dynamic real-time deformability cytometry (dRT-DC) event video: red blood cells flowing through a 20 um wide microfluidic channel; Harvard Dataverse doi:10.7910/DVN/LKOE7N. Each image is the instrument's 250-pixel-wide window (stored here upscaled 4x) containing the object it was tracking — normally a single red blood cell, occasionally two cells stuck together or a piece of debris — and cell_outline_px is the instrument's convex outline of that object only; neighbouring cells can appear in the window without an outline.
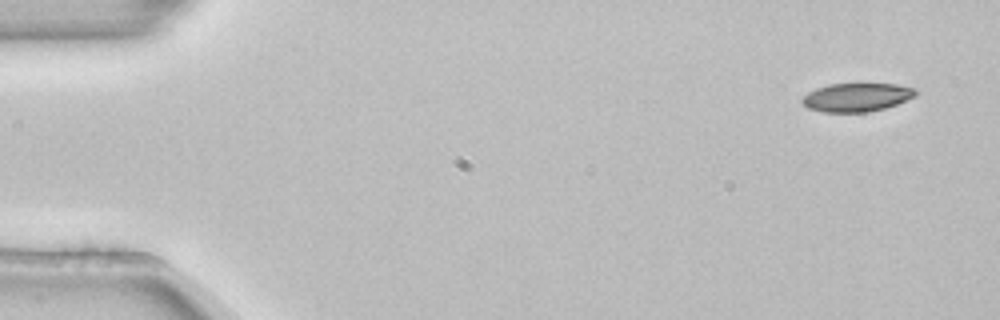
{"species": "common noctule bat (a hibernating species)", "species_latin": "Nyctalus noctula", "temperature_condition": "room temperature", "stored_images_in_passage": 4, "camera_frame_rate_fps": 3000, "um_per_image_px": 0.085, "animal": {"sex": "female", "body_mass_g": 22.7, "forearm_length_mm": 54.2}, "frame": {"image": 1, "passage_image": 1, "time_ms": 0.0, "image_size_px": [1000, 320], "cell_outline_px": [[916, 96], [896, 104], [884, 108], [868, 112], [820, 112], [808, 108], [800, 100], [808, 92], [816, 88], [828, 84], [896, 84], [916, 88]], "centroid_in_image_um": [72.8, 8.27], "position_along_channel_um": 12.2, "area_um2": 18.84}}
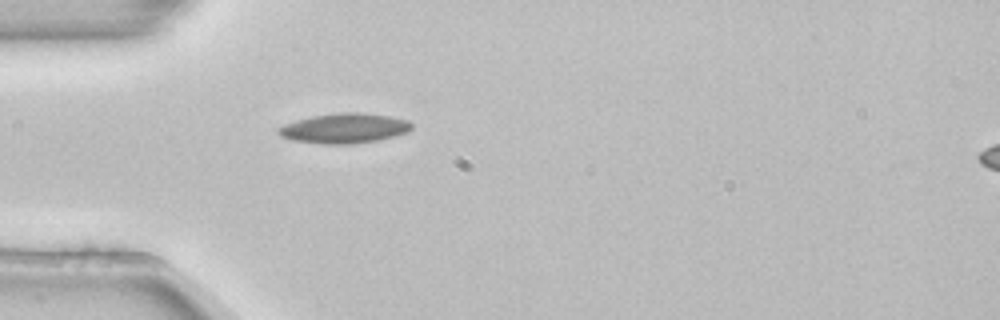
{"frame": {"image": 2, "passage_image": 4, "time_ms": 1.0, "image_size_px": [1000, 320], "cell_outline_px": [[412, 128], [408, 132], [396, 136], [376, 140], [348, 144], [320, 144], [292, 140], [280, 136], [276, 132], [276, 128], [284, 124], [296, 120], [312, 116], [344, 112], [360, 112], [388, 116], [408, 120], [412, 124]], "centroid_in_image_um": [29.24, 10.9], "position_along_channel_um": 55.8, "area_um2": 23.29}}